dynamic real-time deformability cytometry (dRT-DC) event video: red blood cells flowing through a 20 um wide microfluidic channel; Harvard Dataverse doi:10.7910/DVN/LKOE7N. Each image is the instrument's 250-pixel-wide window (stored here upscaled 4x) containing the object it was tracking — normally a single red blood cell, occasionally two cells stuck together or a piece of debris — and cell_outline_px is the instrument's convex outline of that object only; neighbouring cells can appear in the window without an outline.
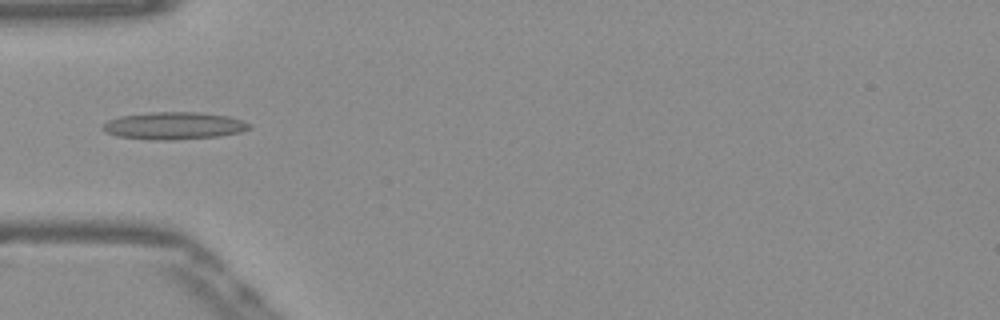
{"species": "Egyptian fruit bat (a non-hibernating species)", "species_latin": "Rousettus aegyptiacus", "temperature_condition": "warm", "stored_images_in_passage": 36, "camera_frame_rate_fps": 3000, "um_per_image_px": 0.085, "frame": {"image": 1, "passage_image": 1, "time_ms": 0.0, "image_size_px": [1000, 320], "cell_outline_px": [[252, 128], [240, 132], [220, 136], [172, 140], [152, 140], [116, 136], [100, 128], [108, 120], [120, 116], [152, 112], [200, 112], [228, 116], [252, 124]], "centroid_in_image_um": [14.8, 10.69], "position_along_channel_um": 70.2, "area_um2": 23.41}}
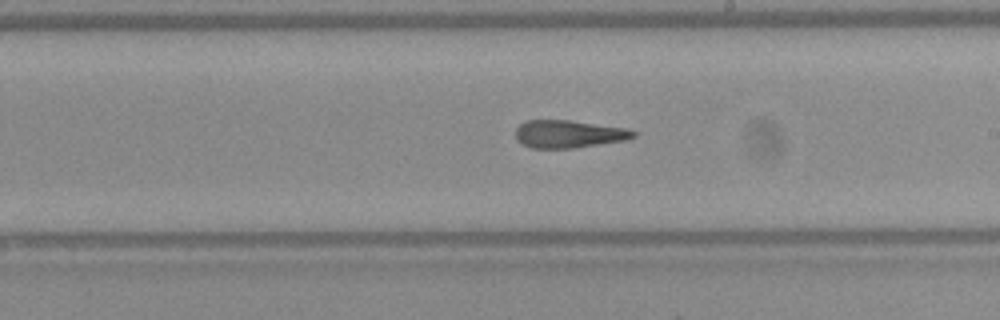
{"frame": {"image": 2, "passage_image": 14, "time_ms": 4.333, "image_size_px": [1000, 320], "cell_outline_px": [[636, 136], [624, 140], [572, 148], [532, 148], [520, 144], [516, 140], [516, 128], [524, 120], [568, 120], [628, 128], [636, 132]], "centroid_in_image_um": [48.29, 11.38], "position_along_channel_um": 240.7, "area_um2": 19.02}}
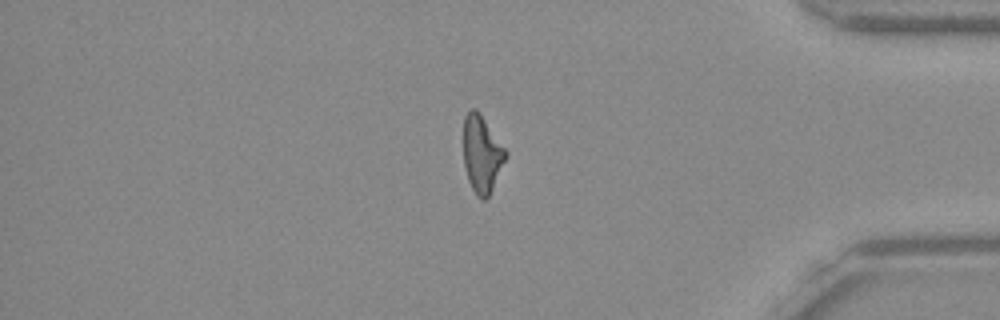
{"frame": {"image": 3, "passage_image": 28, "time_ms": 9.0, "image_size_px": [1000, 320], "cell_outline_px": [[508, 156], [488, 196], [484, 200], [480, 200], [476, 196], [468, 180], [464, 164], [464, 116], [472, 108], [476, 108], [480, 112], [508, 152]], "centroid_in_image_um": [40.97, 13.08], "position_along_channel_um": 394.2, "area_um2": 19.02}, "authors_computed_cell_mechanics": {"area_um2": 19.4786, "velocity_mm_per_s": 3.9051, "shape_relaxation_time_tau1_ms": null, "shape_relaxation_time_tau2_ms": 2.4221, "deformation_change_tau1": null, "deformation_change_tau2": 0.1253}}